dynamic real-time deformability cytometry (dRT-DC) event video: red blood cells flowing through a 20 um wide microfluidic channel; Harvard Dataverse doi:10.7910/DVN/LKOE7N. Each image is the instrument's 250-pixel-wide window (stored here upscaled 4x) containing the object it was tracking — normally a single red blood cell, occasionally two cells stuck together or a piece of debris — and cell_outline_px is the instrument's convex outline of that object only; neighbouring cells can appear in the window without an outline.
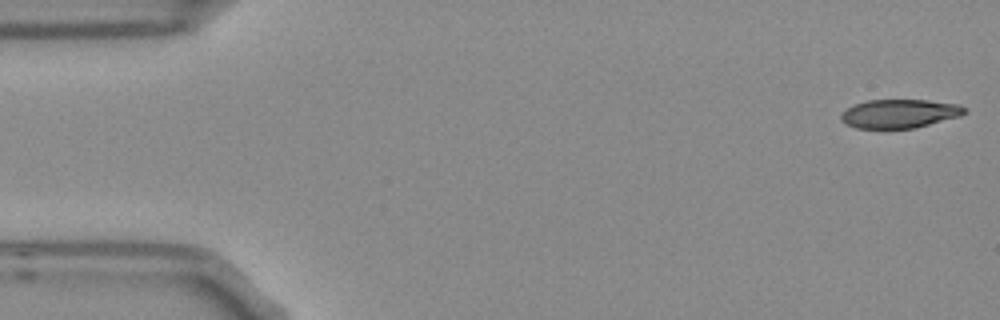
{"species": "Egyptian fruit bat (a non-hibernating species)", "species_latin": "Rousettus aegyptiacus", "temperature_condition": "room temperature", "stored_images_in_passage": 6, "segment_of_instrument_passage": [1, 2], "camera_frame_rate_fps": 3000, "um_per_image_px": 0.085, "frame": {"image": 1, "passage_image": 1, "time_ms": 0.0, "image_size_px": [1000, 320], "cell_outline_px": [[968, 112], [960, 116], [916, 128], [856, 128], [844, 124], [840, 120], [840, 112], [852, 104], [868, 100], [928, 100], [960, 104], [968, 108]], "centroid_in_image_um": [76.45, 9.65], "position_along_channel_um": 8.6, "area_um2": 21.1}}
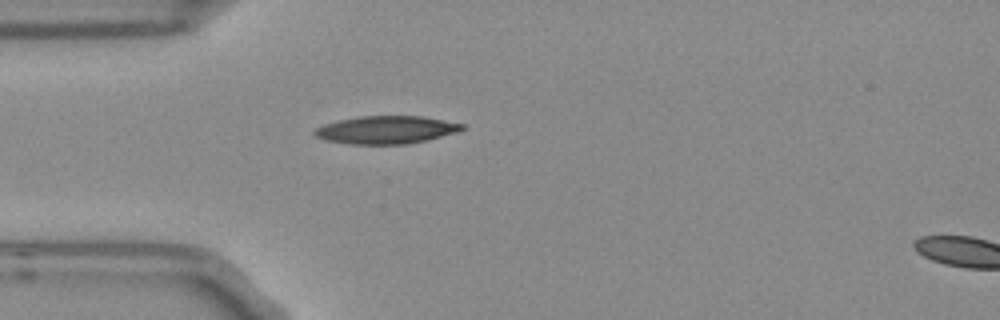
{"frame": {"image": 2, "passage_image": 5, "time_ms": 1.333, "image_size_px": [1000, 320], "cell_outline_px": [[464, 128], [456, 132], [408, 144], [348, 144], [324, 140], [316, 136], [312, 132], [316, 128], [324, 124], [340, 120], [360, 116], [424, 116], [464, 124]], "centroid_in_image_um": [32.79, 11.03], "position_along_channel_um": 52.2, "area_um2": 23.76}}